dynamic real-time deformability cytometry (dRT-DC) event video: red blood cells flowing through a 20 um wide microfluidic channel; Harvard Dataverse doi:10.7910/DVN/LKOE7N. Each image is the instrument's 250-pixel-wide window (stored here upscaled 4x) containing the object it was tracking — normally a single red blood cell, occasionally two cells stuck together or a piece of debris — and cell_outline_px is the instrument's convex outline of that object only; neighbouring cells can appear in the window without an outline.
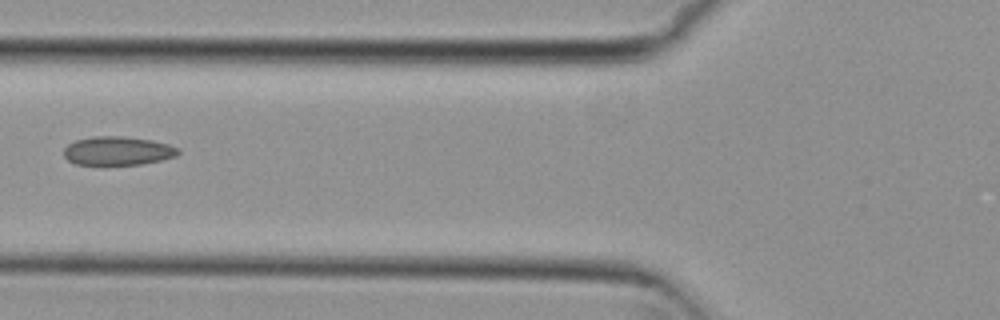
{"species": "common noctule bat (a hibernating species)", "species_latin": "Nyctalus noctula", "temperature_condition": "cold", "stored_images_in_passage": 2, "camera_frame_rate_fps": 3000, "um_per_image_px": 0.085, "animal": {"sex": "female", "body_mass_g": 29.2, "forearm_length_mm": 56.3}, "frame": {"image": 1, "passage_image": 2, "time_ms": 0.333, "image_size_px": [1000, 320], "cell_outline_px": [[180, 152], [176, 156], [160, 160], [140, 164], [104, 168], [76, 164], [68, 160], [64, 156], [64, 148], [68, 144], [76, 140], [92, 136], [124, 136], [152, 140], [168, 144], [180, 148]], "centroid_in_image_um": [9.97, 12.86], "position_along_channel_um": 115.8, "area_um2": 20.0}}